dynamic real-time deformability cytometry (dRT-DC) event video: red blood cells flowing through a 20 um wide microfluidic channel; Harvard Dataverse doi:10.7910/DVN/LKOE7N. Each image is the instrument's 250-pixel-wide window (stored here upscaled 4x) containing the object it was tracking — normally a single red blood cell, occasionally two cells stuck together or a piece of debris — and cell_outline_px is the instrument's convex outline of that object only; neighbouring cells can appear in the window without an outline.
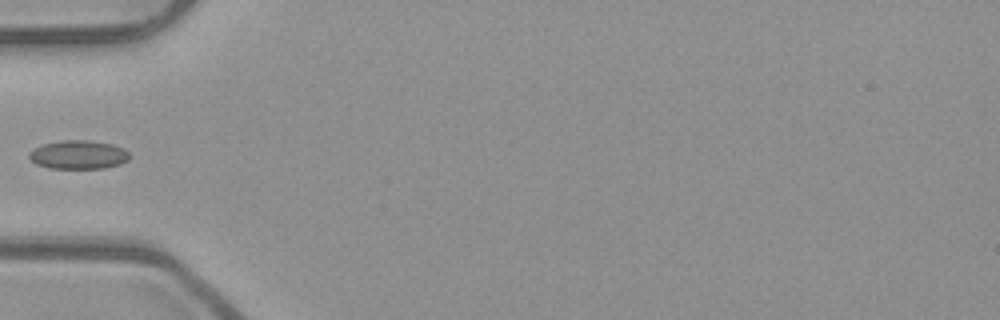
{"species": "common noctule bat (a hibernating species)", "species_latin": "Nyctalus noctula", "temperature_condition": "room temperature", "stored_images_in_passage": 10, "camera_frame_rate_fps": 3000, "um_per_image_px": 0.085, "animal": {"sex": "male", "body_mass_g": 23.1, "forearm_length_mm": 52.7}, "frame": {"image": 1, "passage_image": 1, "time_ms": 0.0, "image_size_px": [1000, 320], "cell_outline_px": [[128, 160], [120, 164], [104, 168], [48, 168], [36, 164], [28, 156], [28, 152], [32, 148], [44, 144], [60, 140], [84, 140], [112, 144], [124, 148], [128, 152]], "centroid_in_image_um": [6.63, 13.15], "position_along_channel_um": 78.4, "area_um2": 16.76}}
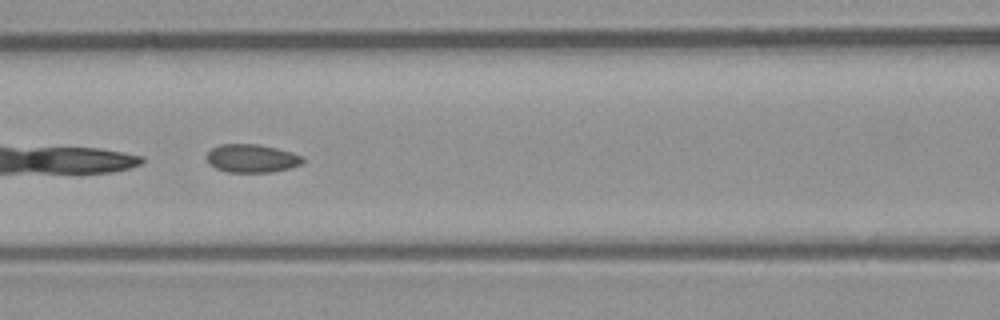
{"frame": {"image": 2, "passage_image": 6, "time_ms": 1.667, "image_size_px": [1000, 320], "cell_outline_px": [[304, 160], [300, 164], [288, 168], [272, 172], [228, 172], [216, 168], [208, 164], [204, 156], [212, 148], [220, 144], [256, 144], [276, 148], [292, 152], [304, 156]], "centroid_in_image_um": [21.36, 13.46], "position_along_channel_um": 145.2, "area_um2": 15.9}}